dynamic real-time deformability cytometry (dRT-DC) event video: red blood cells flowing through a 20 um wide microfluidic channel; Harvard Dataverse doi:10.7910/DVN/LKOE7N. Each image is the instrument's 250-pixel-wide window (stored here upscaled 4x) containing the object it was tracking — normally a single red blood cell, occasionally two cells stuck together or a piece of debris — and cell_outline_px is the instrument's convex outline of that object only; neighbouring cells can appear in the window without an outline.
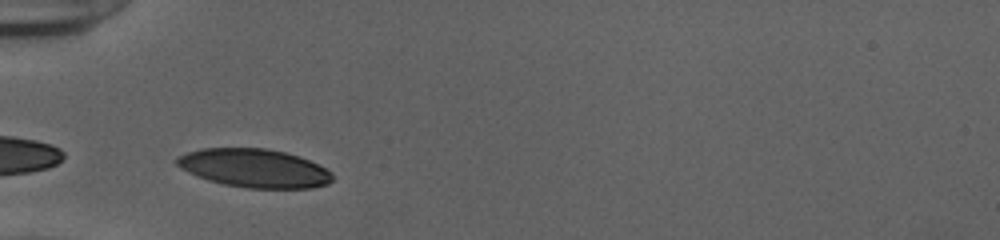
{"species": "human", "species_latin": "Homo sapiens", "temperature_condition": "cold", "stored_images_in_passage": 28, "camera_frame_rate_fps": 3000, "um_per_image_px": 0.085, "donor": {"sex": "female"}, "frame": {"image": 1, "passage_image": 1, "time_ms": 0.0, "image_size_px": [1000, 240], "cell_outline_px": [[332, 180], [328, 184], [312, 188], [248, 188], [224, 184], [208, 180], [188, 172], [180, 168], [176, 164], [176, 156], [200, 148], [268, 148], [300, 156], [332, 172]], "centroid_in_image_um": [21.6, 14.29], "position_along_channel_um": 63.4, "area_um2": 34.91}}
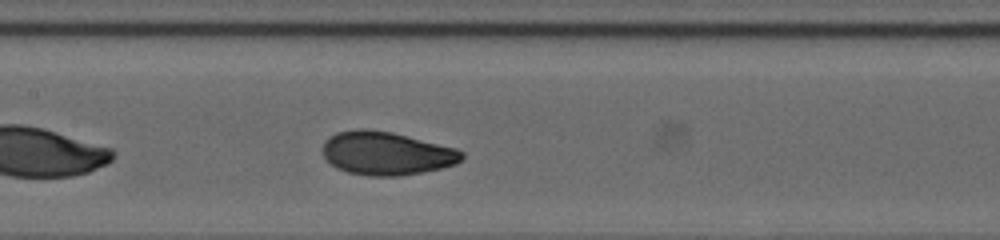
{"frame": {"image": 2, "passage_image": 10, "time_ms": 3.0, "image_size_px": [1000, 240], "cell_outline_px": [[464, 156], [456, 164], [440, 168], [400, 176], [368, 176], [348, 172], [336, 168], [324, 156], [324, 140], [336, 132], [356, 128], [364, 128], [392, 132], [456, 148], [464, 152]], "centroid_in_image_um": [32.84, 13.02], "position_along_channel_um": 174.6, "area_um2": 35.08}}
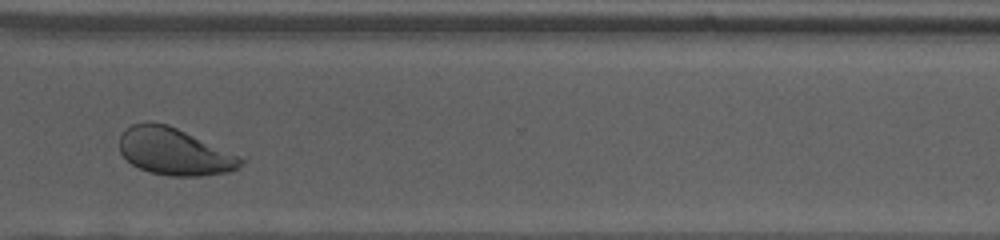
{"frame": {"image": 3, "passage_image": 24, "time_ms": 7.667, "image_size_px": [1000, 240], "cell_outline_px": [[248, 156], [240, 168], [232, 172], [200, 176], [168, 176], [148, 172], [132, 164], [120, 152], [120, 136], [132, 124], [168, 124]], "centroid_in_image_um": [15.0, 12.91], "position_along_channel_um": 355.6, "area_um2": 33.93}, "authors_computed_cell_mechanics": {"area_um2": 34.68, "velocity_mm_per_s": 3.8854, "shape_relaxation_time_tau1_ms": 2.1817, "shape_relaxation_time_tau2_ms": 0.7792, "deformation_change_tau1": 0.1337, "deformation_change_tau2": 0.0457}}